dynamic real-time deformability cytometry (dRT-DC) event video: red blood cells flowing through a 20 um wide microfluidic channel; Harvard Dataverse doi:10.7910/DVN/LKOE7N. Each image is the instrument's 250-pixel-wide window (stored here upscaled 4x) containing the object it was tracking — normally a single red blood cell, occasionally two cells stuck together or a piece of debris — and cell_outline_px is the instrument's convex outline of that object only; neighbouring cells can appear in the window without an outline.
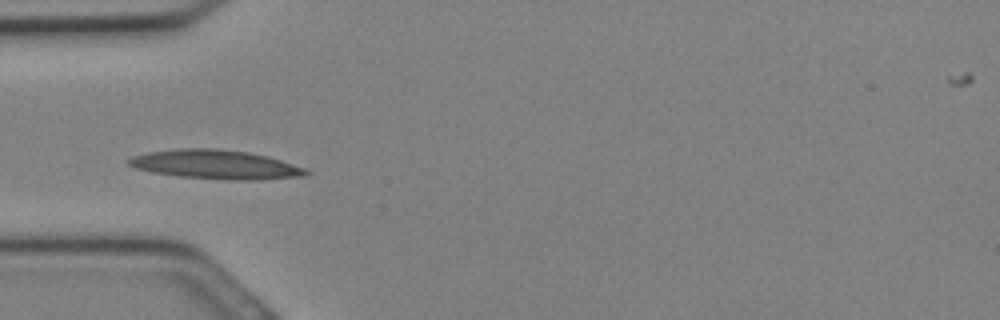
{"species": "Egyptian fruit bat (a non-hibernating species)", "species_latin": "Rousettus aegyptiacus", "temperature_condition": "cold", "stored_images_in_passage": 12, "camera_frame_rate_fps": 3000, "um_per_image_px": 0.085, "animal": {"sex": "female"}, "frame": {"image": 1, "passage_image": 1, "time_ms": 0.0, "image_size_px": [1000, 320], "cell_outline_px": [[312, 172], [308, 176], [256, 180], [236, 180], [180, 176], [152, 172], [136, 168], [128, 164], [124, 160], [132, 156], [148, 152], [176, 148], [216, 148], [248, 152], [268, 156], [304, 168]], "centroid_in_image_um": [18.33, 13.98], "position_along_channel_um": 66.7, "area_um2": 30.11}}
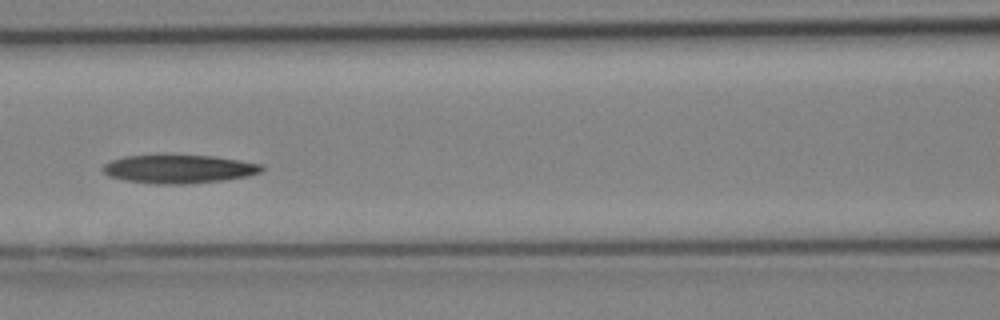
{"frame": {"image": 2, "passage_image": 5, "time_ms": 1.333, "image_size_px": [1000, 320], "cell_outline_px": [[264, 168], [260, 172], [248, 176], [224, 180], [184, 184], [156, 184], [124, 180], [108, 176], [104, 172], [104, 164], [112, 160], [124, 156], [160, 152], [164, 152], [216, 156], [264, 164]], "centroid_in_image_um": [15.19, 14.31], "position_along_channel_um": 151.4, "area_um2": 27.51}}
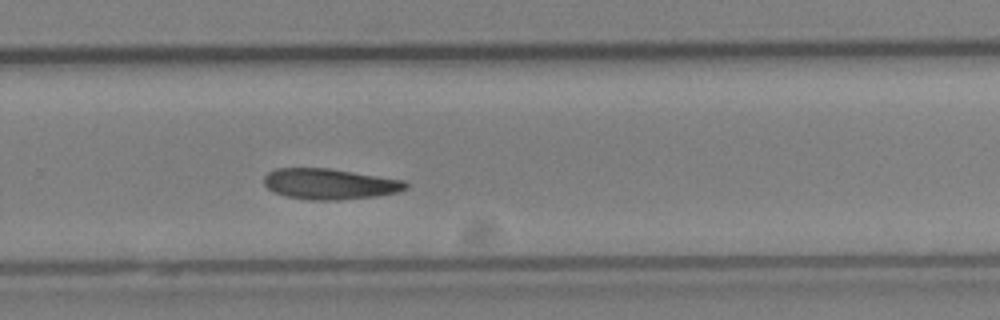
{"frame": {"image": 3, "passage_image": 12, "time_ms": 3.667, "image_size_px": [1000, 320], "cell_outline_px": [[408, 188], [396, 192], [376, 196], [336, 200], [308, 200], [288, 196], [276, 192], [268, 188], [264, 184], [264, 176], [268, 172], [276, 168], [328, 168], [404, 180], [408, 184]], "centroid_in_image_um": [28.02, 15.63], "position_along_channel_um": 301.8, "area_um2": 25.2}}